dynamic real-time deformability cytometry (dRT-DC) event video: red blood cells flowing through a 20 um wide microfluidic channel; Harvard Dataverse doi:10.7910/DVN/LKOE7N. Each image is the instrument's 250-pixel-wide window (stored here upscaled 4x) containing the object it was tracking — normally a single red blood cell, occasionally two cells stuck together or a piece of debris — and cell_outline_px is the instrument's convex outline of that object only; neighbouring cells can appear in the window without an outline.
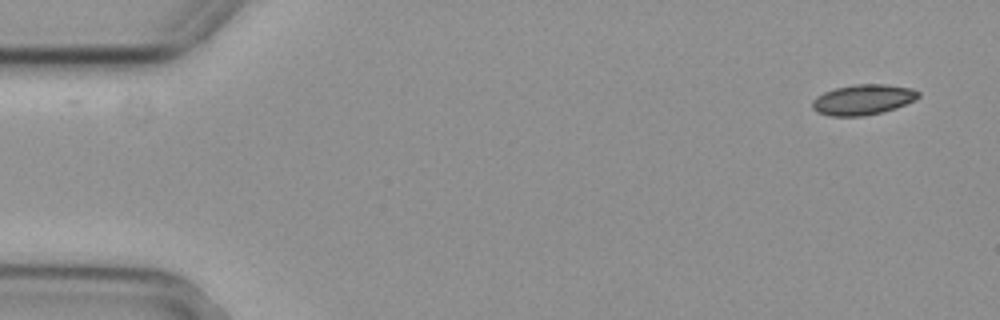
{"species": "common noctule bat (a hibernating species)", "species_latin": "Nyctalus noctula", "temperature_condition": "cold", "stored_images_in_passage": 2, "camera_frame_rate_fps": 3000, "um_per_image_px": 0.085, "animal": {"sex": "female", "body_mass_g": 29.2, "forearm_length_mm": 56.3}, "frame": {"image": 1, "passage_image": 2, "time_ms": 0.333, "image_size_px": [1000, 320], "cell_outline_px": [[920, 96], [916, 100], [896, 108], [884, 112], [864, 116], [828, 116], [816, 112], [812, 108], [812, 100], [816, 96], [824, 92], [836, 88], [856, 84], [884, 84], [912, 88], [920, 92]], "centroid_in_image_um": [73.36, 8.48], "position_along_channel_um": 11.6, "area_um2": 19.02}}